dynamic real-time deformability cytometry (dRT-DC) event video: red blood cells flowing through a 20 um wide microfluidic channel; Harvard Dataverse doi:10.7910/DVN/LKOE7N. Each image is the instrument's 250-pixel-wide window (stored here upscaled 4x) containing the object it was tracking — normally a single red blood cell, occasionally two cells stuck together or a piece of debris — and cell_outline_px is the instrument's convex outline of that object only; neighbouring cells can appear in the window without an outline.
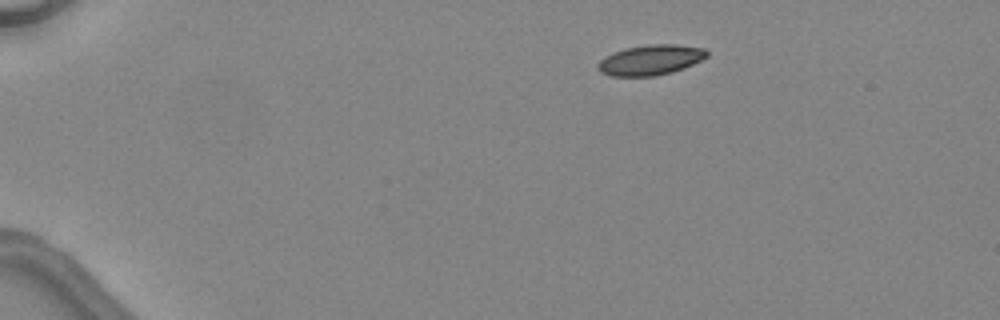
{"species": "common noctule bat (a hibernating species)", "species_latin": "Nyctalus noctula", "temperature_condition": "warm", "stored_images_in_passage": 3, "camera_frame_rate_fps": 3000, "um_per_image_px": 0.085, "animal": {"sex": "female", "body_mass_g": 24.6, "forearm_length_mm": 56.2}, "frame": {"image": 1, "passage_image": 1, "time_ms": 0.0, "image_size_px": [1000, 320], "cell_outline_px": [[708, 56], [684, 68], [672, 72], [656, 76], [612, 76], [600, 72], [596, 68], [596, 64], [600, 60], [624, 48], [648, 44], [676, 44], [704, 48], [708, 52]], "centroid_in_image_um": [55.29, 5.1], "position_along_channel_um": 29.7, "area_um2": 19.19}}